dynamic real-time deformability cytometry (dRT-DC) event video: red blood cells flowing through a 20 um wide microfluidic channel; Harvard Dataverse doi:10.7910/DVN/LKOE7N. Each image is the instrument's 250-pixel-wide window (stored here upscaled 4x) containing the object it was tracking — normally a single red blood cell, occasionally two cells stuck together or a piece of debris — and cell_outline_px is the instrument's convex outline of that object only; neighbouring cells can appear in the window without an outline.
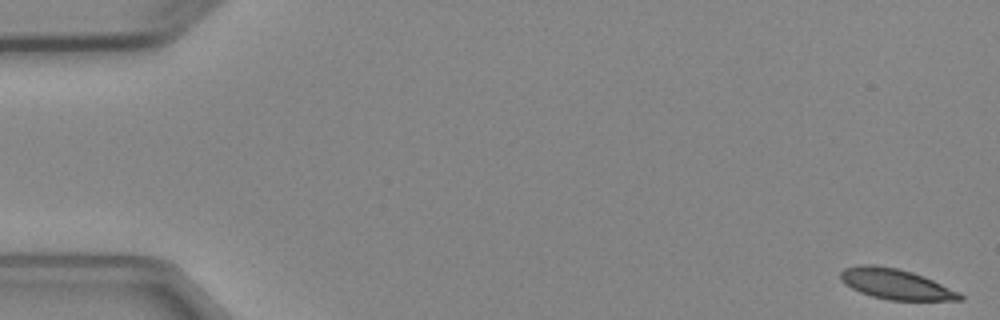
{"species": "Egyptian fruit bat (a non-hibernating species)", "species_latin": "Rousettus aegyptiacus", "temperature_condition": "cold", "stored_images_in_passage": 5, "camera_frame_rate_fps": 3000, "um_per_image_px": 0.085, "animal": {"sex": "female"}, "frame": {"image": 1, "passage_image": 1, "time_ms": 0.0, "image_size_px": [1000, 320], "cell_outline_px": [[964, 300], [888, 300], [872, 296], [860, 292], [844, 284], [840, 280], [840, 272], [844, 268], [860, 264], [872, 264], [896, 268], [912, 272], [924, 276], [960, 292], [964, 296]], "centroid_in_image_um": [76.13, 24.14], "position_along_channel_um": 8.9, "area_um2": 21.21}}
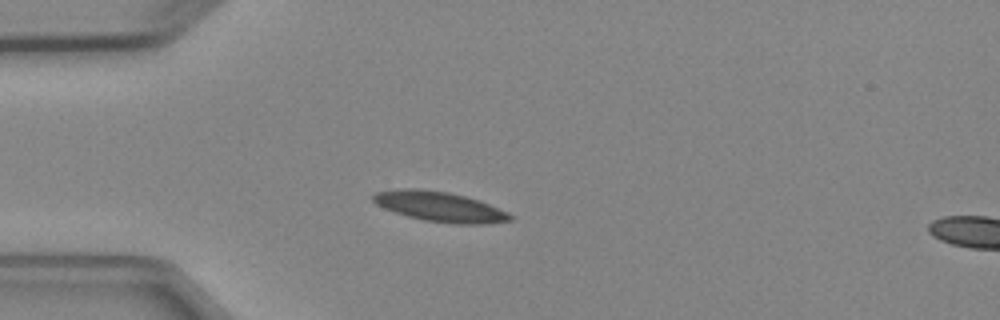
{"frame": {"image": 2, "passage_image": 4, "time_ms": 4.333, "image_size_px": [1000, 320], "cell_outline_px": [[512, 220], [488, 224], [452, 224], [424, 220], [408, 216], [384, 208], [376, 204], [372, 200], [372, 196], [376, 192], [404, 188], [416, 188], [448, 192], [480, 200], [508, 212], [512, 216]], "centroid_in_image_um": [37.4, 17.57], "position_along_channel_um": 47.6, "area_um2": 23.93}}